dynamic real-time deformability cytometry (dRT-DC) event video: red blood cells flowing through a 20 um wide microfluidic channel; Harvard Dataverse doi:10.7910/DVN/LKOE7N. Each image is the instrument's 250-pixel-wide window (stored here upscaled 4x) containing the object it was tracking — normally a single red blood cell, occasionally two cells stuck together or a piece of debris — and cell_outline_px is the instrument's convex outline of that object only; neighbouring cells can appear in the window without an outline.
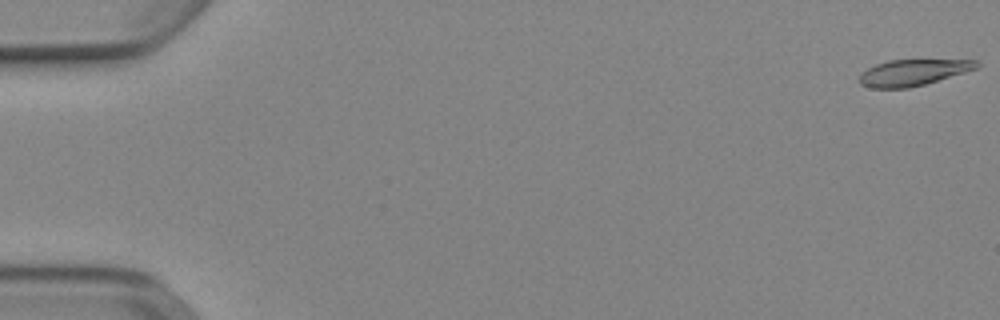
{"species": "Egyptian fruit bat (a non-hibernating species)", "species_latin": "Rousettus aegyptiacus", "temperature_condition": "cold", "stored_images_in_passage": 53, "camera_frame_rate_fps": 3000, "um_per_image_px": 0.085, "animal": {"sex": "female"}, "frame": {"image": 1, "passage_image": 1, "time_ms": 0.0, "image_size_px": [1000, 320], "cell_outline_px": [[980, 68], [924, 84], [908, 88], [872, 88], [860, 84], [860, 72], [876, 64], [888, 60], [976, 60], [980, 64]], "centroid_in_image_um": [77.62, 6.16], "position_along_channel_um": 7.4, "area_um2": 17.86}}
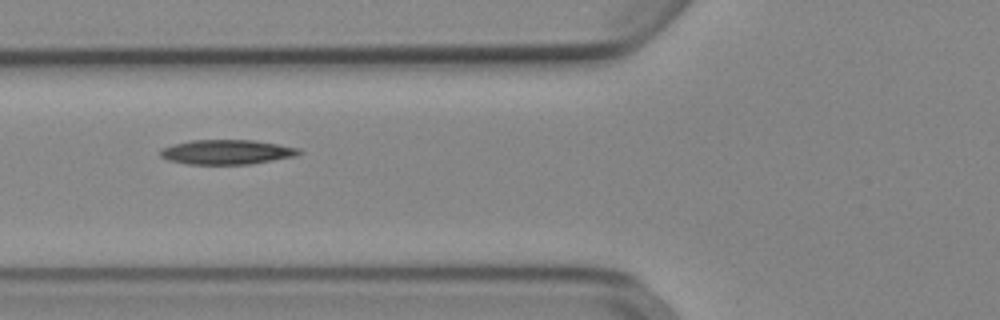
{"frame": {"image": 2, "passage_image": 21, "time_ms": 6.667, "image_size_px": [1000, 320], "cell_outline_px": [[304, 152], [296, 156], [248, 164], [188, 164], [168, 160], [160, 156], [160, 152], [164, 148], [176, 144], [192, 140], [252, 140], [300, 148]], "centroid_in_image_um": [19.32, 12.92], "position_along_channel_um": 106.5, "area_um2": 19.65}}
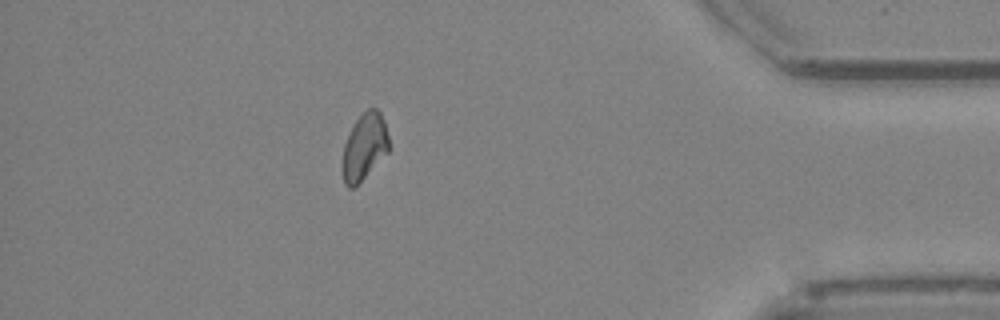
{"frame": {"image": 3, "passage_image": 47, "time_ms": 15.333, "image_size_px": [1000, 320], "cell_outline_px": [[388, 152], [352, 188], [348, 188], [344, 184], [340, 168], [340, 164], [344, 144], [356, 120], [368, 108], [376, 108], [380, 112], [384, 120], [388, 136]], "centroid_in_image_um": [30.93, 12.48], "position_along_channel_um": 404.3, "area_um2": 17.86}}